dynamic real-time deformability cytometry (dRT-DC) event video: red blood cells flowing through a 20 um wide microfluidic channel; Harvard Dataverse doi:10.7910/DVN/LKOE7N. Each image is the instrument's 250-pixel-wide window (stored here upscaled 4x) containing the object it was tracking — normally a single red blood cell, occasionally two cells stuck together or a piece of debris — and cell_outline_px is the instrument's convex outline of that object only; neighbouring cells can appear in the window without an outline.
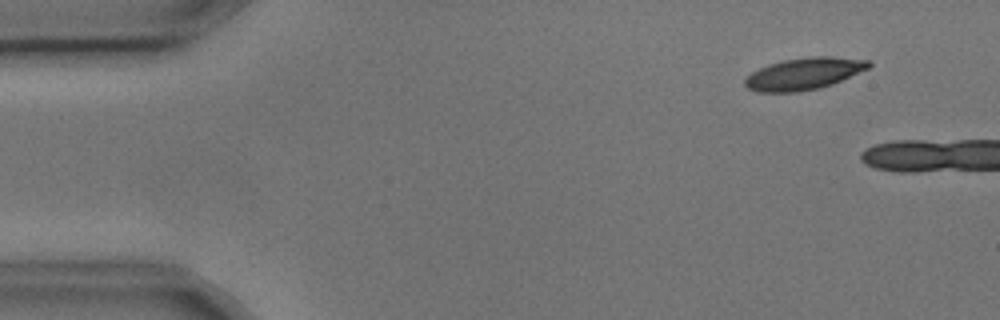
{"species": "common noctule bat (a hibernating species)", "species_latin": "Nyctalus noctula", "temperature_condition": "cold", "stored_images_in_passage": 5, "camera_frame_rate_fps": 3000, "um_per_image_px": 0.085, "animal": {"sex": "male", "body_mass_g": 17.9, "forearm_length_mm": 54.2}, "frame": {"image": 1, "passage_image": 2, "time_ms": 0.333, "image_size_px": [1000, 320], "cell_outline_px": [[872, 64], [868, 68], [832, 84], [816, 88], [796, 92], [756, 92], [748, 88], [744, 84], [744, 80], [752, 72], [768, 64], [784, 60], [812, 56], [832, 56], [868, 60]], "centroid_in_image_um": [68.31, 6.26], "position_along_channel_um": 16.7, "area_um2": 22.77}}